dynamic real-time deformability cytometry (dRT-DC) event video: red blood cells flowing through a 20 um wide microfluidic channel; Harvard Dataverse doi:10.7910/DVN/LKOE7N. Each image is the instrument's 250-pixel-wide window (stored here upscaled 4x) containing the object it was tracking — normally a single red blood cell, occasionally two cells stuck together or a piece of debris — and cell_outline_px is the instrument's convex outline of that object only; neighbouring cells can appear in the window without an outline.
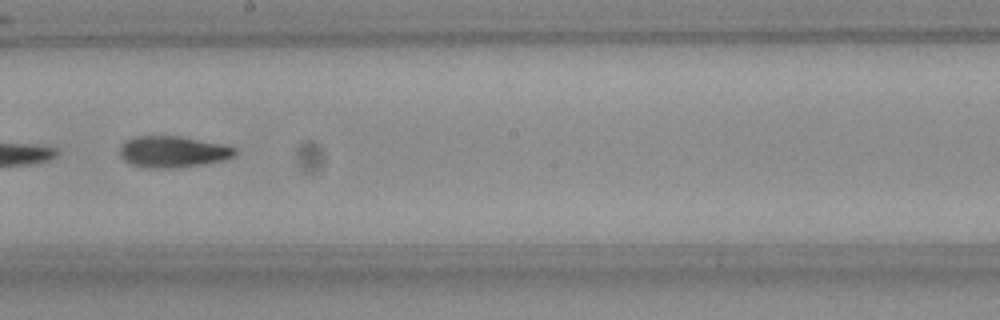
{"species": "Egyptian fruit bat (a non-hibernating species)", "species_latin": "Rousettus aegyptiacus", "temperature_condition": "room temperature", "stored_images_in_passage": 8, "camera_frame_rate_fps": 3000, "um_per_image_px": 0.085, "frame": {"image": 1, "passage_image": 6, "time_ms": 1.667, "image_size_px": [1000, 320], "cell_outline_px": [[236, 152], [228, 160], [200, 164], [160, 168], [152, 168], [132, 164], [124, 160], [120, 156], [120, 144], [124, 140], [136, 136], [180, 136], [236, 148]], "centroid_in_image_um": [14.63, 12.88], "position_along_channel_um": 233.6, "area_um2": 20.63}}
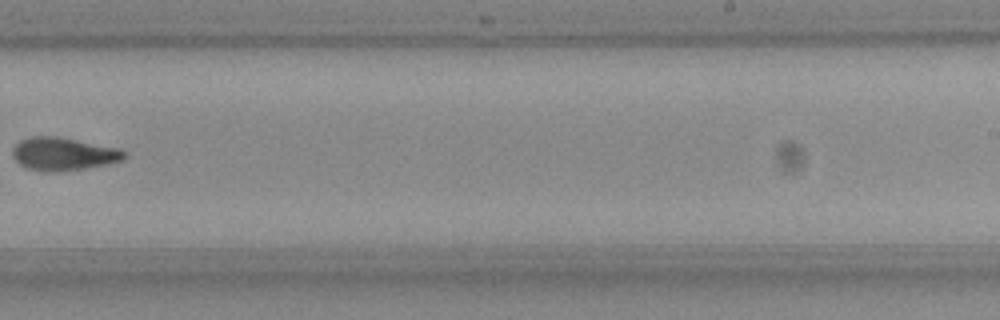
{"frame": {"image": 2, "passage_image": 7, "time_ms": 2.0, "image_size_px": [1000, 320], "cell_outline_px": [[124, 160], [108, 164], [52, 172], [48, 172], [28, 168], [20, 164], [12, 156], [12, 148], [20, 140], [32, 136], [56, 136], [116, 148], [124, 152]], "centroid_in_image_um": [5.33, 13.08], "position_along_channel_um": 283.7, "area_um2": 20.98}}